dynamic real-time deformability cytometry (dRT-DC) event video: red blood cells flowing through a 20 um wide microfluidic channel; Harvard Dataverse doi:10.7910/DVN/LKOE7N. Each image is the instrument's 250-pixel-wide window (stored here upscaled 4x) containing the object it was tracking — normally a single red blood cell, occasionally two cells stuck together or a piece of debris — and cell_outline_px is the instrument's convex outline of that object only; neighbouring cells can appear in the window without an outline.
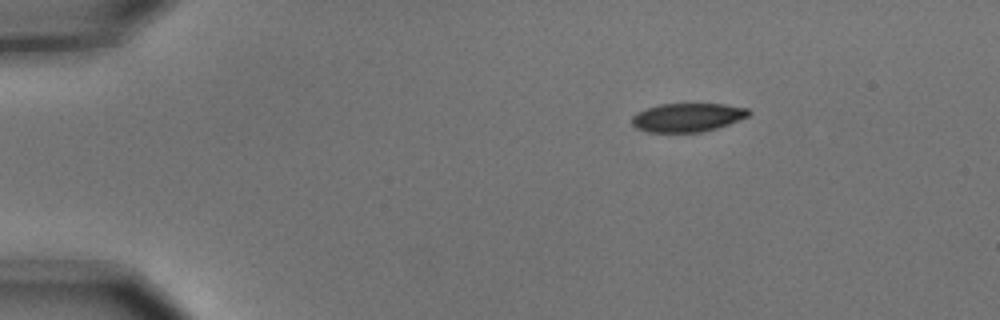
{"species": "common noctule bat (a hibernating species)", "species_latin": "Nyctalus noctula", "temperature_condition": "cold", "stored_images_in_passage": 3, "camera_frame_rate_fps": 3000, "um_per_image_px": 0.085, "animal": {"sex": "male", "body_mass_g": 15.6}, "frame": {"image": 1, "passage_image": 1, "time_ms": 0.0, "image_size_px": [1000, 320], "cell_outline_px": [[752, 112], [748, 116], [728, 124], [716, 128], [700, 132], [648, 132], [636, 128], [632, 124], [632, 116], [636, 112], [660, 104], [724, 104], [748, 108]], "centroid_in_image_um": [58.43, 9.98], "position_along_channel_um": 26.6, "area_um2": 19.42}}